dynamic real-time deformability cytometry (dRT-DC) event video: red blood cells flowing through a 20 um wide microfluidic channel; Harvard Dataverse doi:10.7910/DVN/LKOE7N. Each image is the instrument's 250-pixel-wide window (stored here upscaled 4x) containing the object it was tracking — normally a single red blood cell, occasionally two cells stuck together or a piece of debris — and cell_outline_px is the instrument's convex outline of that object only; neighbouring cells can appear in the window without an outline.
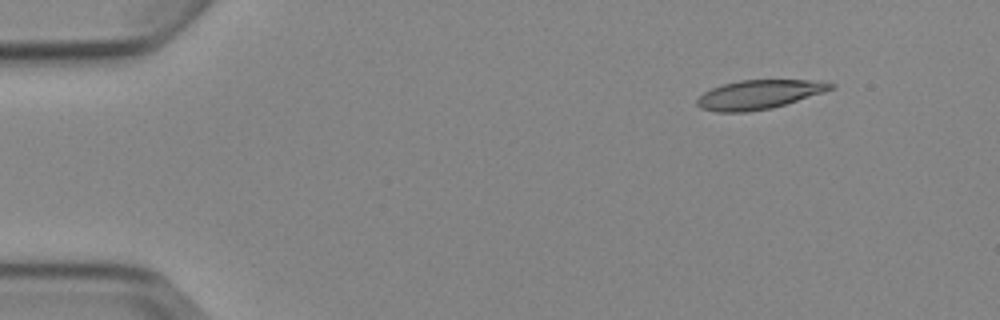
{"species": "Egyptian fruit bat (a non-hibernating species)", "species_latin": "Rousettus aegyptiacus", "temperature_condition": "cold", "stored_images_in_passage": 5, "camera_frame_rate_fps": 3000, "um_per_image_px": 0.085, "animal": {"sex": "female"}, "frame": {"image": 1, "passage_image": 2, "time_ms": 1.0, "image_size_px": [1000, 320], "cell_outline_px": [[836, 84], [832, 88], [824, 92], [772, 108], [748, 112], [716, 112], [700, 108], [696, 104], [696, 100], [704, 92], [712, 88], [724, 84], [740, 80], [808, 80]], "centroid_in_image_um": [64.47, 8.04], "position_along_channel_um": 20.5, "area_um2": 22.43}}
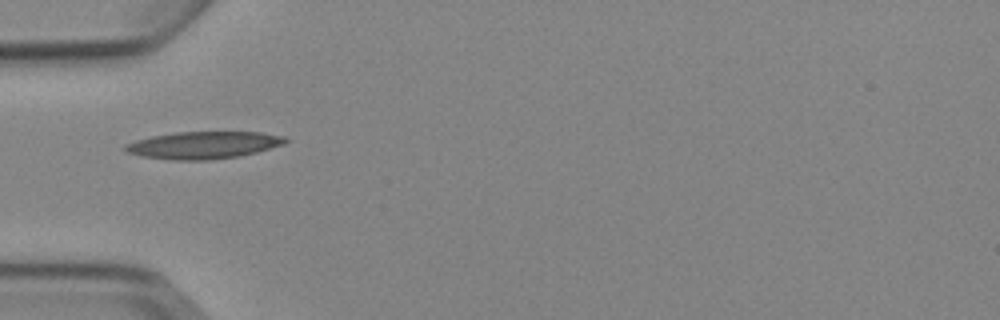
{"frame": {"image": 2, "passage_image": 5, "time_ms": 4.667, "image_size_px": [1000, 320], "cell_outline_px": [[288, 140], [284, 144], [256, 152], [240, 156], [208, 160], [172, 160], [144, 156], [128, 152], [120, 148], [124, 144], [136, 140], [152, 136], [176, 132], [260, 132], [284, 136]], "centroid_in_image_um": [17.28, 12.33], "position_along_channel_um": 67.7, "area_um2": 25.37}}